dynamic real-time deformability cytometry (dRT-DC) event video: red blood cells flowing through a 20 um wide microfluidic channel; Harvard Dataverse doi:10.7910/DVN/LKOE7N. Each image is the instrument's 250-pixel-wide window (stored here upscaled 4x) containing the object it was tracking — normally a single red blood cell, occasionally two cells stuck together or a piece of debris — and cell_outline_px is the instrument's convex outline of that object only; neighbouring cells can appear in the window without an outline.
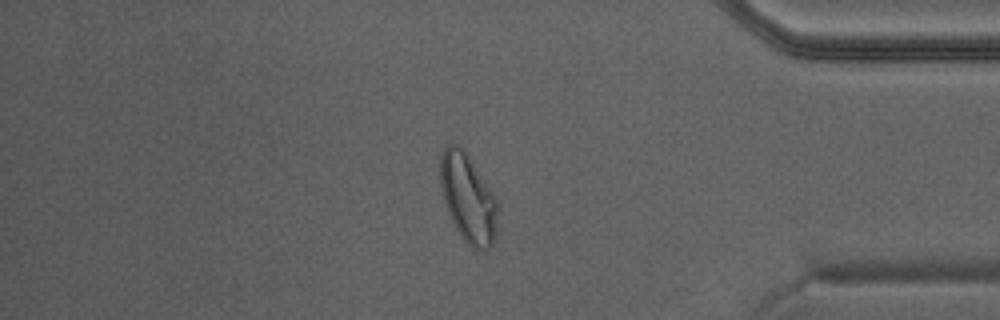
{"species": "Egyptian fruit bat (a non-hibernating species)", "species_latin": "Rousettus aegyptiacus", "temperature_condition": "warm", "stored_images_in_passage": 43, "camera_frame_rate_fps": 3000, "um_per_image_px": 0.085, "animal": {"sex": "male"}, "frame": {"image": 1, "passage_image": 37, "time_ms": 12.0, "image_size_px": [1000, 320], "cell_outline_px": [[496, 236], [492, 244], [484, 252], [480, 252], [472, 248], [464, 240], [456, 228], [448, 212], [444, 200], [440, 184], [440, 156], [444, 148], [448, 144], [456, 144], [464, 148], [496, 196]], "centroid_in_image_um": [39.78, 16.83], "position_along_channel_um": 395.4, "area_um2": 29.71}}